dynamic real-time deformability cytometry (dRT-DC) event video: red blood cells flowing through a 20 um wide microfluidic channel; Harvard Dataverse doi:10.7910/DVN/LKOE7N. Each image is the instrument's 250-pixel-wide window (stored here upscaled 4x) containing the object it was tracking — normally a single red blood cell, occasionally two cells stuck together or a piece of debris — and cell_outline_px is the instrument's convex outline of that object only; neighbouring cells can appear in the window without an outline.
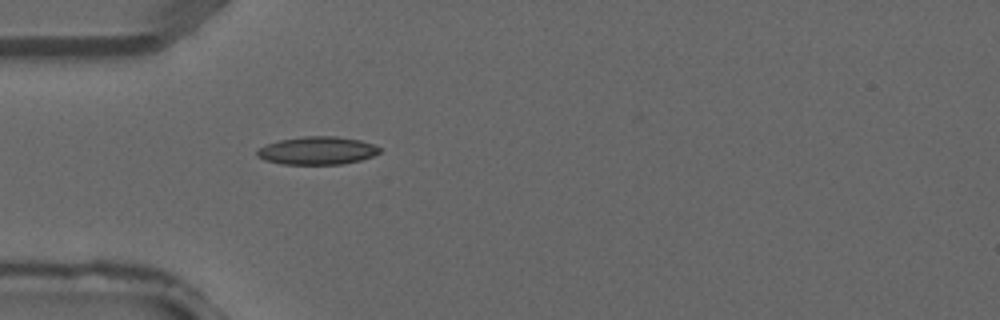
{"species": "common noctule bat (a hibernating species)", "species_latin": "Nyctalus noctula", "temperature_condition": "warm", "stored_images_in_passage": 1, "camera_frame_rate_fps": 3000, "um_per_image_px": 0.085, "animal": {"sex": "male", "forearm_length_mm": 52.5}, "frame": {"image": 1, "passage_image": 1, "time_ms": 0.0, "image_size_px": [1000, 320], "cell_outline_px": [[380, 152], [372, 156], [360, 160], [340, 164], [284, 164], [264, 160], [256, 156], [256, 152], [260, 148], [268, 144], [280, 140], [304, 136], [336, 136], [360, 140], [372, 144], [380, 148]], "centroid_in_image_um": [26.96, 12.8], "position_along_channel_um": 58.0, "area_um2": 19.77}}